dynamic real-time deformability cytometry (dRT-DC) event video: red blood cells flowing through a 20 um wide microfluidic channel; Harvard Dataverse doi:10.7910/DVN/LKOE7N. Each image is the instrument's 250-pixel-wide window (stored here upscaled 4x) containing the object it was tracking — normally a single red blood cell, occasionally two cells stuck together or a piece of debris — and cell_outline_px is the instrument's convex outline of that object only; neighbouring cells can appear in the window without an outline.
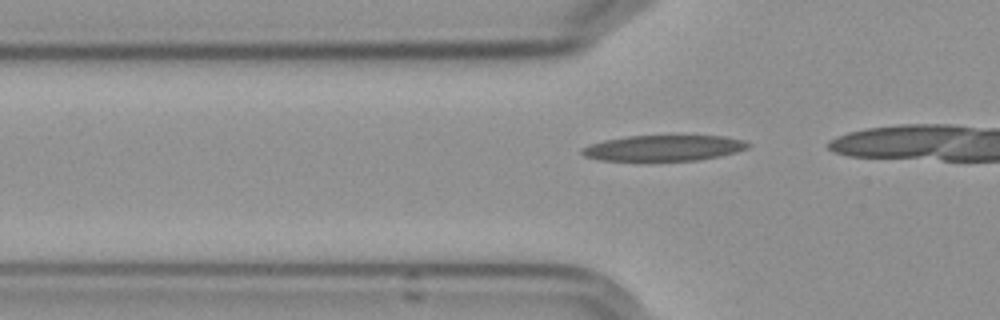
{"species": "Egyptian fruit bat (a non-hibernating species)", "species_latin": "Rousettus aegyptiacus", "temperature_condition": "cold", "stored_images_in_passage": 8, "camera_frame_rate_fps": 3000, "um_per_image_px": 0.085, "frame": {"image": 1, "passage_image": 2, "time_ms": 0.333, "image_size_px": [1000, 320], "cell_outline_px": [[752, 144], [748, 148], [736, 152], [720, 156], [696, 160], [600, 160], [584, 156], [580, 152], [580, 148], [588, 144], [604, 140], [628, 136], [724, 136], [744, 140]], "centroid_in_image_um": [56.4, 12.57], "position_along_channel_um": 69.4, "area_um2": 24.85}}
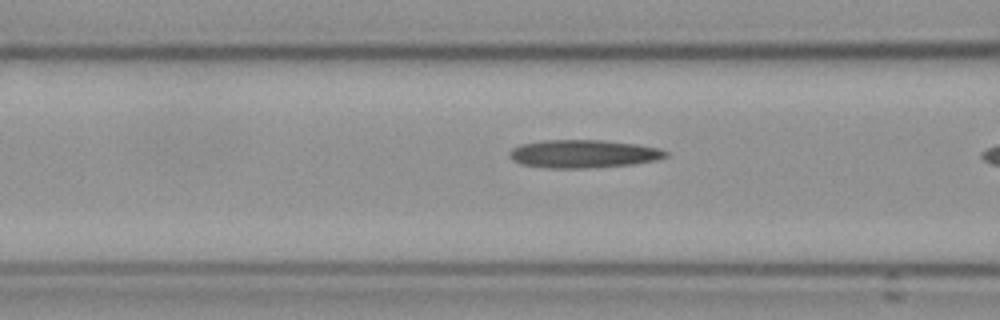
{"frame": {"image": 2, "passage_image": 6, "time_ms": 1.667, "image_size_px": [1000, 320], "cell_outline_px": [[668, 156], [656, 160], [632, 164], [584, 168], [548, 168], [524, 164], [508, 156], [508, 152], [512, 148], [520, 144], [540, 140], [604, 140], [636, 144], [660, 148], [668, 152]], "centroid_in_image_um": [49.59, 13.06], "position_along_channel_um": 117.0, "area_um2": 25.49}}